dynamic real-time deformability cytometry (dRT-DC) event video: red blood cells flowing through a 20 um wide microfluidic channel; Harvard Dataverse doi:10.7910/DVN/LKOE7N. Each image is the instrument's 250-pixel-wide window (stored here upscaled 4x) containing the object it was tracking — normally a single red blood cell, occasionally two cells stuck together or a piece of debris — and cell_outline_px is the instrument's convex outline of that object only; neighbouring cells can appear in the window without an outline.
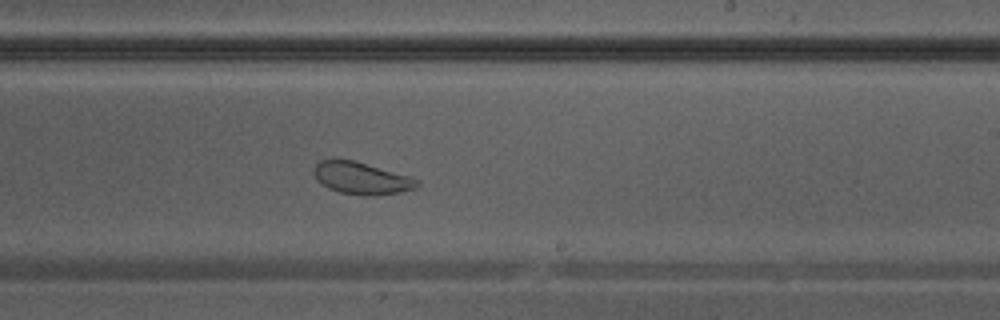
{"species": "Egyptian fruit bat (a non-hibernating species)", "species_latin": "Rousettus aegyptiacus", "temperature_condition": "warm", "stored_images_in_passage": 40, "camera_frame_rate_fps": 3000, "um_per_image_px": 0.085, "animal": {"sex": "male"}, "frame": {"image": 1, "passage_image": 23, "time_ms": 7.333, "image_size_px": [1000, 320], "cell_outline_px": [[420, 184], [416, 188], [400, 192], [376, 196], [364, 196], [340, 192], [328, 188], [316, 180], [316, 164], [320, 160], [352, 160], [412, 176], [420, 180]], "centroid_in_image_um": [30.8, 15.17], "position_along_channel_um": 258.2, "area_um2": 19.25}}
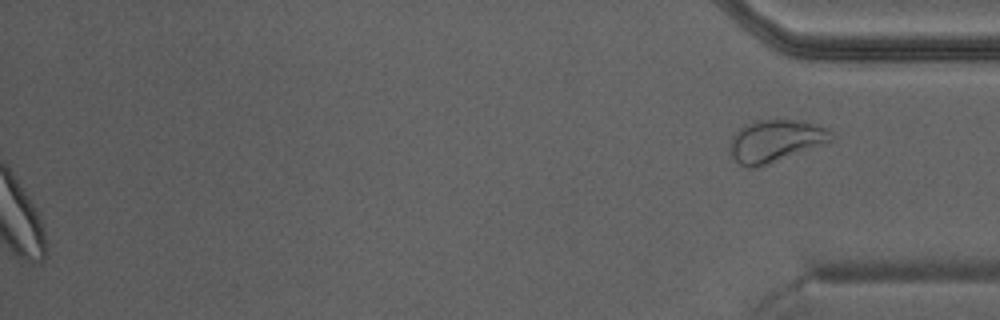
{"frame": {"image": 2, "passage_image": 40, "time_ms": 13.0, "image_size_px": [1000, 320], "cell_outline_px": [[836, 136], [832, 140], [764, 164], [752, 168], [748, 168], [740, 164], [732, 156], [728, 144], [732, 136], [744, 124], [756, 120], [800, 120], [816, 124], [828, 128]], "centroid_in_image_um": [65.88, 11.93], "position_along_channel_um": 369.3, "area_um2": 24.39}}